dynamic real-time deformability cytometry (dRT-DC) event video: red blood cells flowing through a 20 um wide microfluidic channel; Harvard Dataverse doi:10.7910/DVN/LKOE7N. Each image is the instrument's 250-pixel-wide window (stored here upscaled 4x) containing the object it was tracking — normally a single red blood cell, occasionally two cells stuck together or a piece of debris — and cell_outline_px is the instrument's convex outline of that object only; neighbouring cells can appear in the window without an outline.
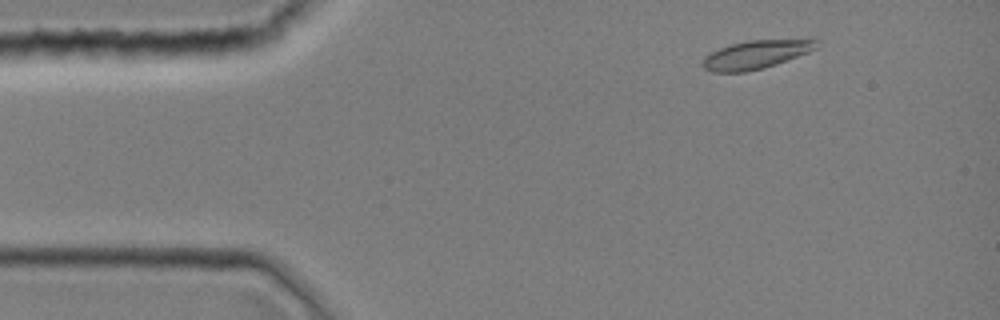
{"species": "common noctule bat (a hibernating species)", "species_latin": "Nyctalus noctula", "temperature_condition": "room temperature", "stored_images_in_passage": 41, "camera_frame_rate_fps": 3000, "um_per_image_px": 0.085, "animal": {"sex": "female", "body_mass_g": 19.0, "forearm_length_mm": 51.5}, "frame": {"image": 1, "passage_image": 4, "time_ms": 1.0, "image_size_px": [1000, 320], "cell_outline_px": [[816, 48], [808, 52], [776, 64], [764, 68], [744, 72], [712, 72], [704, 68], [704, 56], [708, 52], [732, 44], [748, 40], [816, 40]], "centroid_in_image_um": [64.18, 4.65], "position_along_channel_um": 20.8, "area_um2": 18.44}}
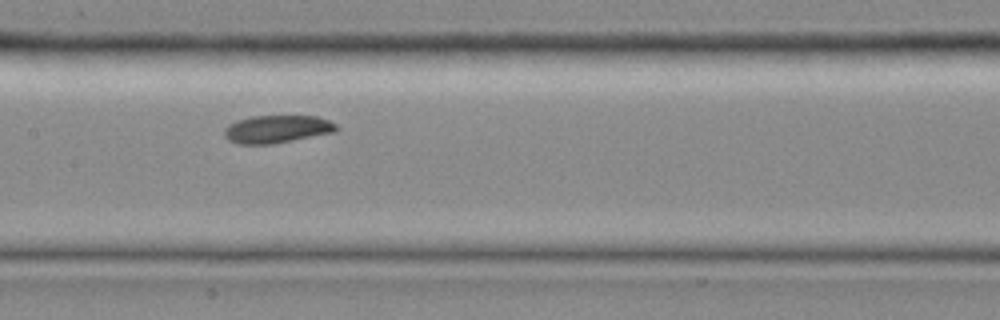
{"frame": {"image": 2, "passage_image": 20, "time_ms": 6.333, "image_size_px": [1000, 320], "cell_outline_px": [[340, 128], [336, 132], [272, 144], [236, 144], [228, 140], [224, 136], [224, 128], [228, 124], [236, 120], [252, 116], [316, 116], [328, 120], [336, 124]], "centroid_in_image_um": [23.53, 10.98], "position_along_channel_um": 183.9, "area_um2": 18.32}}
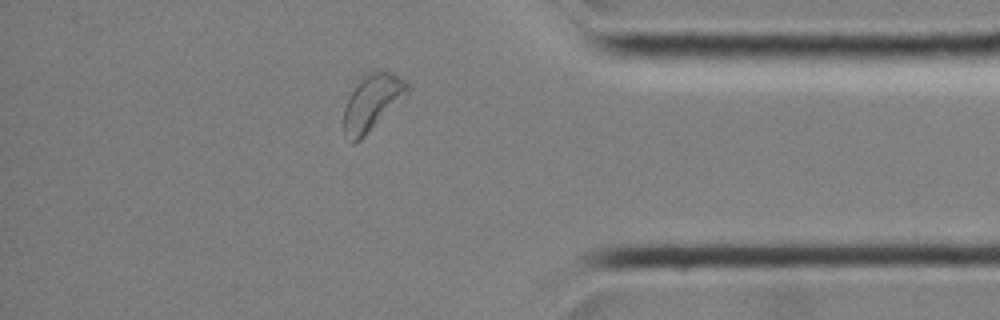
{"frame": {"image": 3, "passage_image": 36, "time_ms": 11.667, "image_size_px": [1000, 320], "cell_outline_px": [[408, 92], [356, 144], [352, 144], [344, 136], [344, 108], [356, 84], [372, 68], [380, 68], [392, 72], [404, 80], [408, 84]], "centroid_in_image_um": [31.6, 8.67], "position_along_channel_um": 403.6, "area_um2": 20.52}}